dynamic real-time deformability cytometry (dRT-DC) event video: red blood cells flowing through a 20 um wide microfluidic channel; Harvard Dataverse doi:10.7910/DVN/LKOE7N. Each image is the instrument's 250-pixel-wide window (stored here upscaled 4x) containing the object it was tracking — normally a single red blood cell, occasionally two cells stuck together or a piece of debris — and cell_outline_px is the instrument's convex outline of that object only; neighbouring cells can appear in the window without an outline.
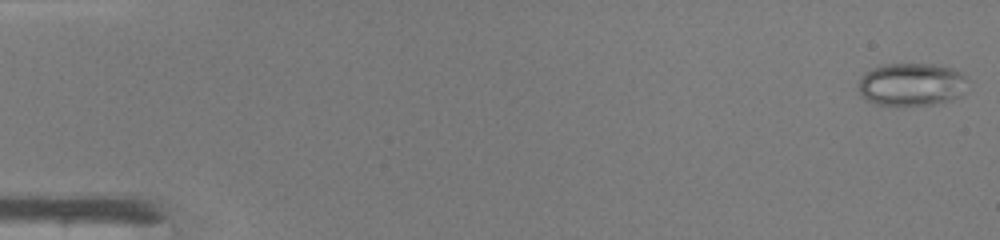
{"species": "common noctule bat (a hibernating species)", "species_latin": "Nyctalus noctula", "temperature_condition": "warm", "stored_images_in_passage": 42, "camera_frame_rate_fps": 3000, "um_per_image_px": 0.085, "animal": {"sex": "male", "body_mass_g": 19.0, "forearm_length_mm": 50.8}, "frame": {"image": 1, "passage_image": 1, "time_ms": 0.0, "image_size_px": [1000, 240], "cell_outline_px": [[972, 80], [960, 96], [952, 100], [932, 104], [896, 108], [876, 104], [860, 96], [860, 76], [864, 72], [872, 68], [884, 64], [932, 64], [952, 68], [960, 72]], "centroid_in_image_um": [77.51, 7.2], "position_along_channel_um": 7.5, "area_um2": 28.21}}
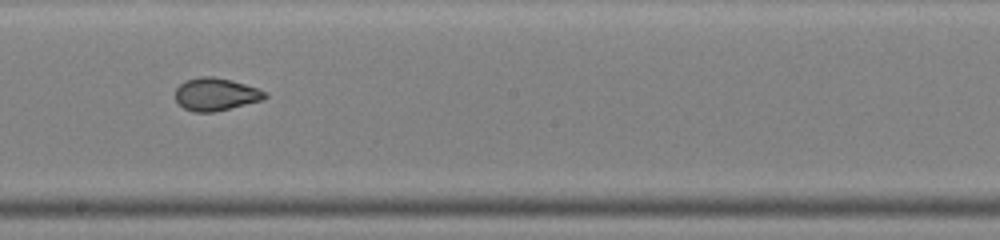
{"frame": {"image": 2, "passage_image": 27, "time_ms": 8.667, "image_size_px": [1000, 240], "cell_outline_px": [[268, 96], [260, 100], [212, 112], [196, 112], [184, 108], [176, 100], [176, 88], [184, 80], [200, 76], [212, 76], [232, 80], [256, 88], [264, 92]], "centroid_in_image_um": [18.28, 7.99], "position_along_channel_um": 229.9, "area_um2": 16.7}}
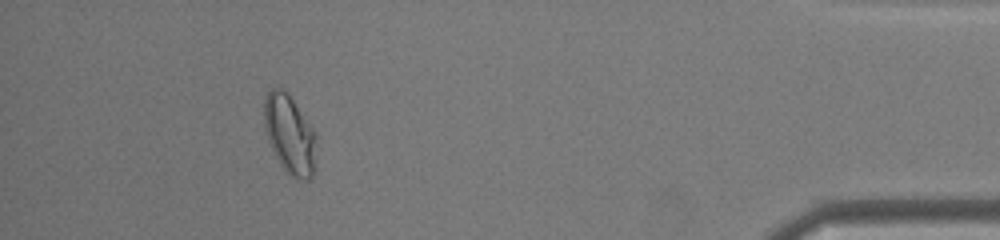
{"frame": {"image": 3, "passage_image": 38, "time_ms": 12.333, "image_size_px": [1000, 240], "cell_outline_px": [[316, 172], [308, 180], [300, 180], [288, 176], [280, 164], [268, 140], [264, 128], [264, 96], [272, 88], [284, 88], [288, 92], [316, 132]], "centroid_in_image_um": [24.65, 11.45], "position_along_channel_um": 410.6, "area_um2": 24.68}, "authors_computed_cell_mechanics": {"area_um2": 21.3571, "velocity_mm_per_s": 4.3339, "shape_relaxation_time_tau1_ms": null, "shape_relaxation_time_tau2_ms": 0.5666, "deformation_change_tau1": null, "deformation_change_tau2": 0.0515}}